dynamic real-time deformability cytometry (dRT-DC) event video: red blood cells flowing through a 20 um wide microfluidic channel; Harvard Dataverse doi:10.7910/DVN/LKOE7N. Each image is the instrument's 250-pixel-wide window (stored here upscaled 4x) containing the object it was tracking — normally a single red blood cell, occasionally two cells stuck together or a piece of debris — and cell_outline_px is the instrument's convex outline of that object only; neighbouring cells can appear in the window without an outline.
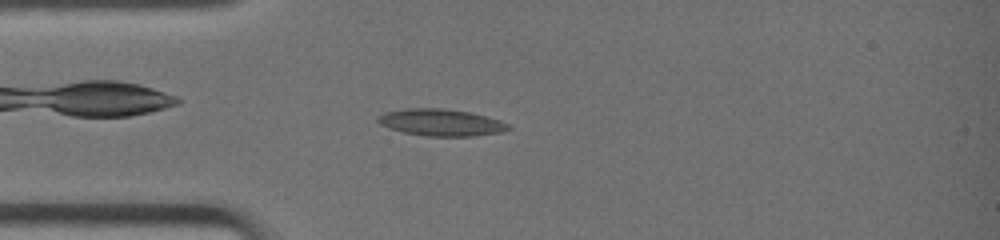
{"species": "common noctule bat (a hibernating species)", "species_latin": "Nyctalus noctula", "temperature_condition": "warm", "stored_images_in_passage": 17, "camera_frame_rate_fps": 3000, "um_per_image_px": 0.085, "animal": {"sex": "female", "body_mass_g": 19.0, "forearm_length_mm": 51.5}, "frame": {"image": 1, "passage_image": 10, "time_ms": 3.0, "image_size_px": [1000, 240], "cell_outline_px": [[512, 128], [500, 132], [476, 136], [428, 136], [404, 132], [388, 128], [380, 124], [376, 120], [376, 116], [384, 112], [408, 108], [444, 108], [472, 112], [488, 116], [500, 120], [508, 124]], "centroid_in_image_um": [37.48, 10.4], "position_along_channel_um": 47.5, "area_um2": 20.63}}
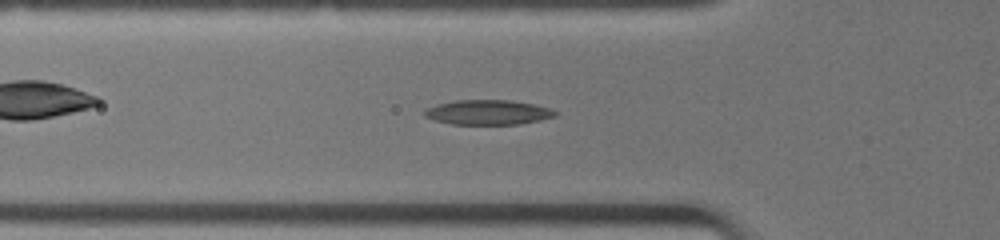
{"frame": {"image": 2, "passage_image": 13, "time_ms": 4.0, "image_size_px": [1000, 240], "cell_outline_px": [[560, 112], [556, 116], [540, 120], [520, 124], [452, 124], [436, 120], [424, 116], [424, 112], [428, 108], [436, 104], [456, 100], [508, 100], [532, 104], [552, 108]], "centroid_in_image_um": [41.53, 9.54], "position_along_channel_um": 84.3, "area_um2": 18.84}}
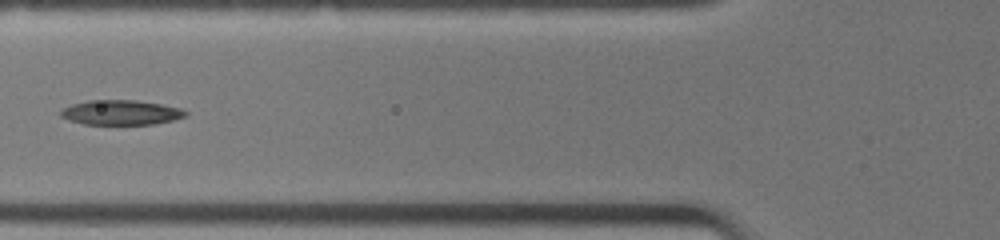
{"frame": {"image": 3, "passage_image": 15, "time_ms": 4.667, "image_size_px": [1000, 240], "cell_outline_px": [[188, 116], [156, 124], [84, 124], [68, 120], [60, 116], [60, 112], [64, 108], [72, 104], [88, 100], [136, 100], [160, 104], [180, 108], [188, 112]], "centroid_in_image_um": [10.29, 9.56], "position_along_channel_um": 115.5, "area_um2": 18.03}}